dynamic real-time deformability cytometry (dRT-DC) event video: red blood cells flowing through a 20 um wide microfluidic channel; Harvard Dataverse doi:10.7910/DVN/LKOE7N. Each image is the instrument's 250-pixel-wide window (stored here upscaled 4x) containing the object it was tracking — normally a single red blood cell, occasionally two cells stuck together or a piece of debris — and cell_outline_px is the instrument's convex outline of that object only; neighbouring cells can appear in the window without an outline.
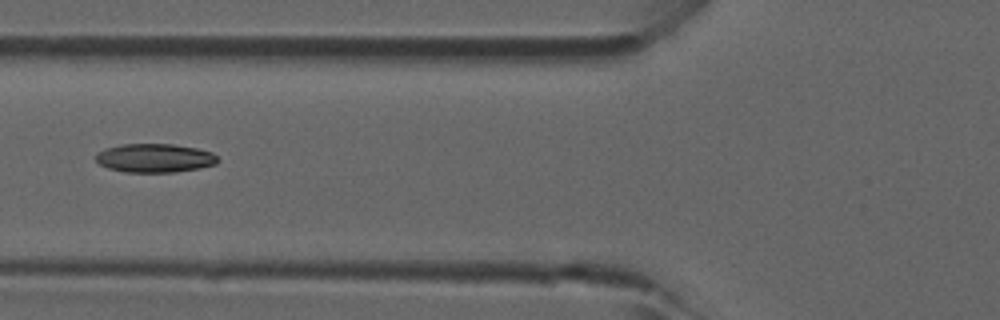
{"species": "common noctule bat (a hibernating species)", "species_latin": "Nyctalus noctula", "temperature_condition": "room temperature", "stored_images_in_passage": 42, "camera_frame_rate_fps": 3000, "um_per_image_px": 0.085, "animal": {"sex": "male", "forearm_length_mm": 52.5}, "frame": {"image": 1, "passage_image": 18, "time_ms": 5.667, "image_size_px": [1000, 320], "cell_outline_px": [[220, 160], [216, 164], [200, 168], [176, 172], [124, 172], [108, 168], [100, 164], [96, 160], [96, 156], [104, 148], [120, 144], [172, 144], [196, 148], [212, 152]], "centroid_in_image_um": [13.17, 13.43], "position_along_channel_um": 112.6, "area_um2": 20.46}}